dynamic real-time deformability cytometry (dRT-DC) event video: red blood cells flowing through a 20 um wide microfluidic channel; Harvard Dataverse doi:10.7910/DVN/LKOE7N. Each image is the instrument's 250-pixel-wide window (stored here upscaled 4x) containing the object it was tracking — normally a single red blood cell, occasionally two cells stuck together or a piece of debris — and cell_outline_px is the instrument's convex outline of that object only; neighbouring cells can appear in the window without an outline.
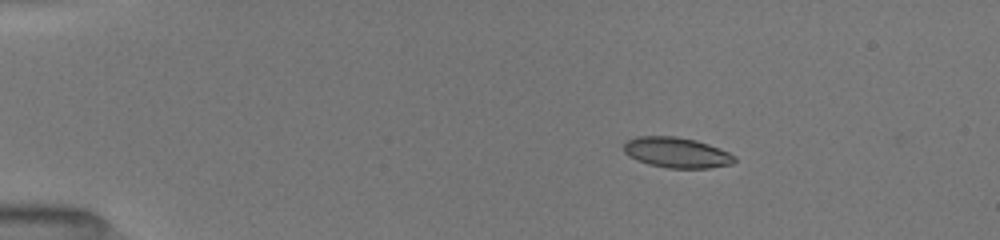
{"species": "common noctule bat (a hibernating species)", "species_latin": "Nyctalus noctula", "temperature_condition": "room temperature", "stored_images_in_passage": 4, "camera_frame_rate_fps": 3000, "um_per_image_px": 0.085, "animal": {"sex": "female", "body_mass_g": 19.5, "forearm_length_mm": 54.1}, "frame": {"image": 1, "passage_image": 1, "time_ms": 0.0, "image_size_px": [1000, 240], "cell_outline_px": [[736, 160], [732, 164], [708, 168], [668, 168], [648, 164], [636, 160], [628, 156], [624, 152], [624, 144], [628, 140], [636, 136], [676, 136], [696, 140], [708, 144], [728, 152], [736, 156]], "centroid_in_image_um": [57.5, 12.97], "position_along_channel_um": 27.5, "area_um2": 19.71}}